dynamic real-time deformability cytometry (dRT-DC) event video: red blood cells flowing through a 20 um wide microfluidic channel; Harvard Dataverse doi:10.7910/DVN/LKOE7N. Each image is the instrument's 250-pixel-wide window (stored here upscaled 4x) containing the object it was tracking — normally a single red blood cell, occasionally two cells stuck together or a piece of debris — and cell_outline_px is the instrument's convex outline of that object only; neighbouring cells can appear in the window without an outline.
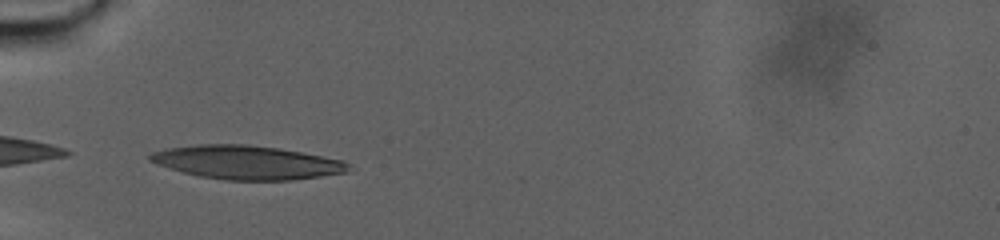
{"species": "human", "species_latin": "Homo sapiens", "temperature_condition": "warm", "stored_images_in_passage": 52, "camera_frame_rate_fps": 3000, "um_per_image_px": 0.085, "donor": {"sex": "male"}, "frame": {"image": 1, "passage_image": 1, "time_ms": 0.0, "image_size_px": [1000, 240], "cell_outline_px": [[352, 164], [348, 172], [292, 180], [224, 180], [200, 176], [184, 172], [156, 164], [148, 160], [148, 156], [152, 152], [164, 148], [196, 144], [248, 144], [280, 148], [344, 160]], "centroid_in_image_um": [20.98, 13.79], "position_along_channel_um": 64.0, "area_um2": 39.19}}
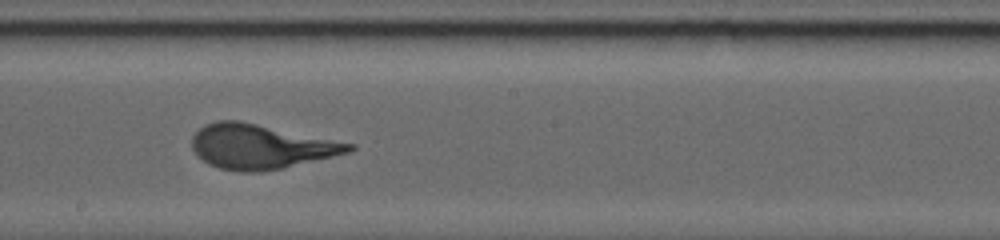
{"frame": {"image": 2, "passage_image": 25, "time_ms": 8.0, "image_size_px": [1000, 240], "cell_outline_px": [[356, 148], [348, 152], [284, 168], [256, 172], [240, 172], [220, 168], [208, 164], [192, 148], [192, 136], [204, 124], [216, 120], [240, 120], [356, 144]], "centroid_in_image_um": [22.15, 12.45], "position_along_channel_um": 226.1, "area_um2": 40.63}}
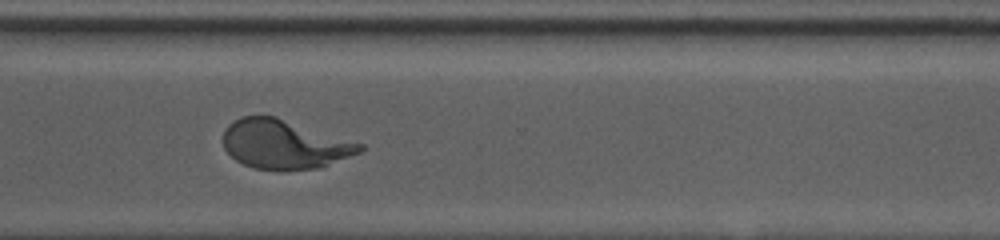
{"frame": {"image": 3, "passage_image": 42, "time_ms": 13.667, "image_size_px": [1000, 240], "cell_outline_px": [[364, 148], [360, 152], [316, 168], [280, 172], [256, 168], [244, 164], [236, 160], [224, 148], [224, 128], [228, 124], [240, 116], [276, 116], [364, 144]], "centroid_in_image_um": [24.14, 12.27], "position_along_channel_um": 346.5, "area_um2": 39.13}}